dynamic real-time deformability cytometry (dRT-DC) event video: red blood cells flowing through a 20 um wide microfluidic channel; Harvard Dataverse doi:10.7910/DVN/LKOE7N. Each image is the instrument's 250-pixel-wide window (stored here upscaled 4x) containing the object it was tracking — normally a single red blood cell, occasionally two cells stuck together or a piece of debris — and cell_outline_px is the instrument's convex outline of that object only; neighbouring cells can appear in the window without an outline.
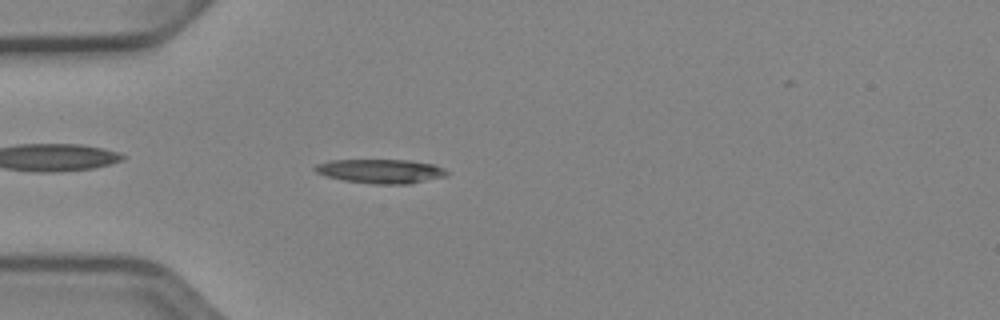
{"species": "Egyptian fruit bat (a non-hibernating species)", "species_latin": "Rousettus aegyptiacus", "temperature_condition": "cold", "stored_images_in_passage": 42, "camera_frame_rate_fps": 3000, "um_per_image_px": 0.085, "animal": {"sex": "female"}, "frame": {"image": 1, "passage_image": 5, "time_ms": 1.333, "image_size_px": [1000, 320], "cell_outline_px": [[448, 176], [408, 184], [372, 184], [344, 180], [328, 176], [316, 172], [312, 168], [316, 164], [332, 160], [408, 160], [432, 164], [444, 168], [448, 172]], "centroid_in_image_um": [32.37, 14.55], "position_along_channel_um": 52.6, "area_um2": 18.5}}
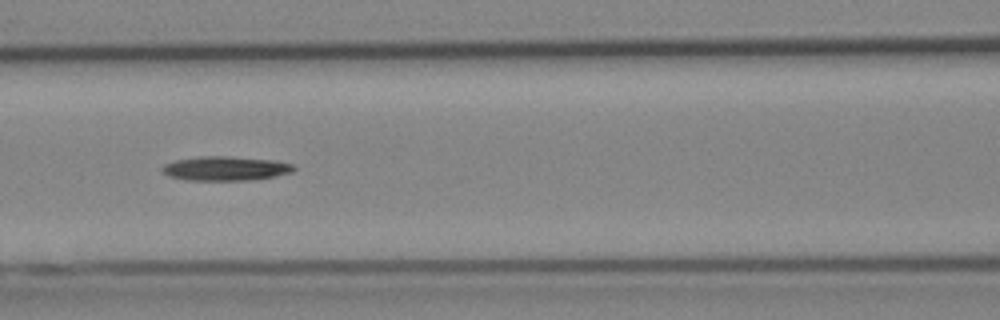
{"frame": {"image": 2, "passage_image": 13, "time_ms": 4.0, "image_size_px": [1000, 320], "cell_outline_px": [[296, 168], [292, 172], [276, 176], [244, 180], [188, 180], [168, 176], [160, 172], [160, 168], [164, 164], [176, 160], [200, 156], [228, 156], [276, 160], [292, 164]], "centroid_in_image_um": [19.13, 14.31], "position_along_channel_um": 147.5, "area_um2": 18.67}}
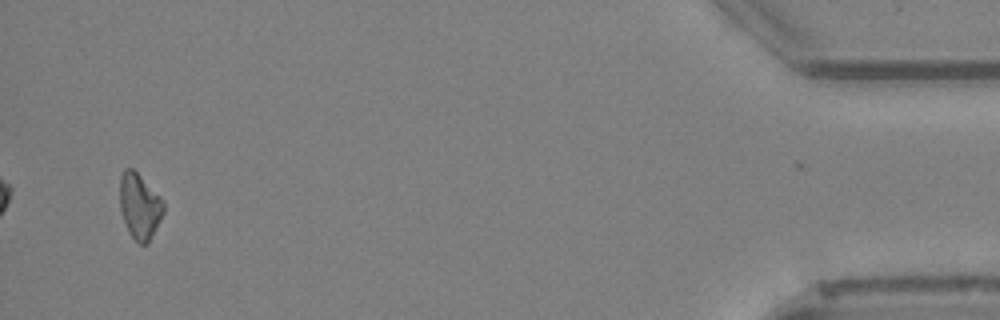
{"frame": {"image": 3, "passage_image": 40, "time_ms": 13.0, "image_size_px": [1000, 320], "cell_outline_px": [[164, 212], [148, 244], [140, 244], [128, 232], [120, 212], [120, 176], [124, 168], [132, 168], [164, 200]], "centroid_in_image_um": [11.86, 17.53], "position_along_channel_um": 423.3, "area_um2": 16.7}}